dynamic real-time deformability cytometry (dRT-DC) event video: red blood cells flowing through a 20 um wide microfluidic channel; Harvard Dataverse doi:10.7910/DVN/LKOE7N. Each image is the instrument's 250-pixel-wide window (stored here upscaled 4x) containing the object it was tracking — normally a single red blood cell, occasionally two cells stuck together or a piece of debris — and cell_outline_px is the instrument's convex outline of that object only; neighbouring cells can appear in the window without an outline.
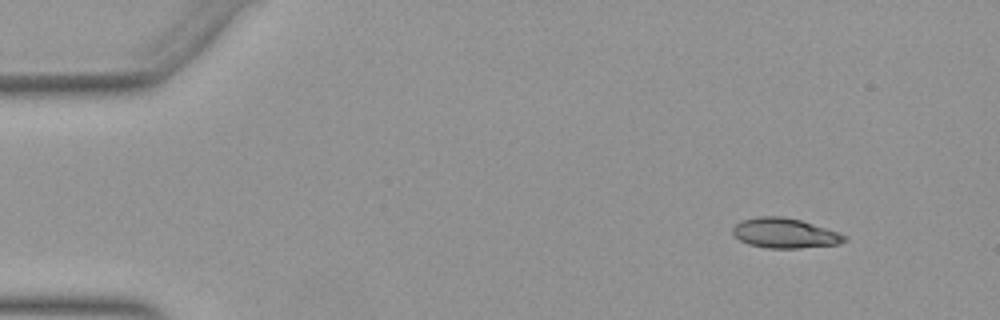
{"species": "Egyptian fruit bat (a non-hibernating species)", "species_latin": "Rousettus aegyptiacus", "temperature_condition": "warm", "stored_images_in_passage": 53, "camera_frame_rate_fps": 3000, "um_per_image_px": 0.085, "animal": {"sex": "female"}, "frame": {"image": 1, "passage_image": 6, "time_ms": 1.667, "image_size_px": [1000, 320], "cell_outline_px": [[848, 240], [840, 244], [800, 248], [764, 248], [748, 244], [740, 240], [732, 232], [732, 228], [740, 220], [756, 216], [780, 216], [800, 220], [840, 232], [848, 236]], "centroid_in_image_um": [66.73, 19.82], "position_along_channel_um": 18.3, "area_um2": 19.71}}
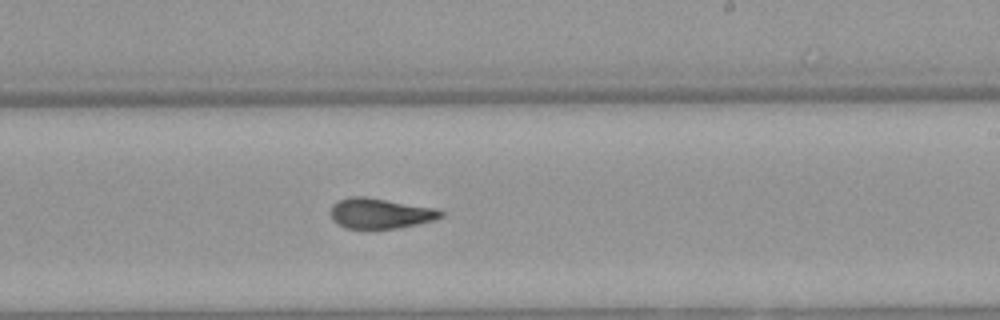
{"frame": {"image": 2, "passage_image": 32, "time_ms": 10.333, "image_size_px": [1000, 320], "cell_outline_px": [[444, 216], [436, 220], [396, 228], [344, 228], [336, 224], [332, 220], [328, 212], [332, 204], [348, 196], [368, 196], [436, 208], [444, 212]], "centroid_in_image_um": [32.29, 18.12], "position_along_channel_um": 256.7, "area_um2": 19.88}}
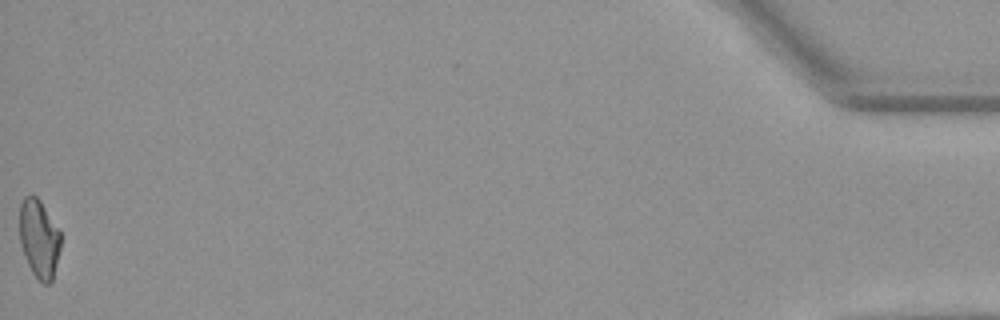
{"frame": {"image": 3, "passage_image": 53, "time_ms": 17.333, "image_size_px": [1000, 320], "cell_outline_px": [[60, 248], [52, 280], [48, 284], [44, 284], [32, 272], [24, 256], [20, 244], [20, 204], [24, 196], [36, 196], [40, 200], [60, 232]], "centroid_in_image_um": [3.31, 20.28], "position_along_channel_um": 431.9, "area_um2": 18.5}, "authors_computed_cell_mechanics": {"area_um2": 19.652, "velocity_mm_per_s": 3.9286, "shape_relaxation_time_tau1_ms": null, "shape_relaxation_time_tau2_ms": 2.0869, "deformation_change_tau1": null, "deformation_change_tau2": 0.0918}}